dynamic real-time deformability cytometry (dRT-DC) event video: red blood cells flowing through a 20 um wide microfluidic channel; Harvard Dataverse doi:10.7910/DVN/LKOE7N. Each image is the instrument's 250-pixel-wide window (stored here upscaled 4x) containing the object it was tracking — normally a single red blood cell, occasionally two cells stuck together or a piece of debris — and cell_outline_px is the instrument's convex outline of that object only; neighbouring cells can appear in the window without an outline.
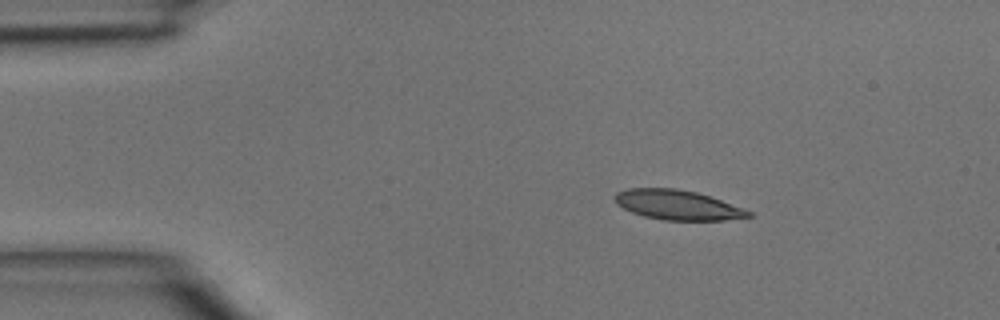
{"species": "common noctule bat (a hibernating species)", "species_latin": "Nyctalus noctula", "temperature_condition": "room temperature", "stored_images_in_passage": 3, "camera_frame_rate_fps": 3000, "um_per_image_px": 0.085, "animal": {"sex": "male", "body_mass_g": 15.6}, "frame": {"image": 1, "passage_image": 1, "time_ms": 0.0, "image_size_px": [1000, 320], "cell_outline_px": [[752, 216], [724, 220], [664, 220], [644, 216], [632, 212], [616, 204], [616, 192], [628, 188], [676, 188], [696, 192], [744, 208], [752, 212]], "centroid_in_image_um": [57.59, 17.42], "position_along_channel_um": 27.4, "area_um2": 22.95}}
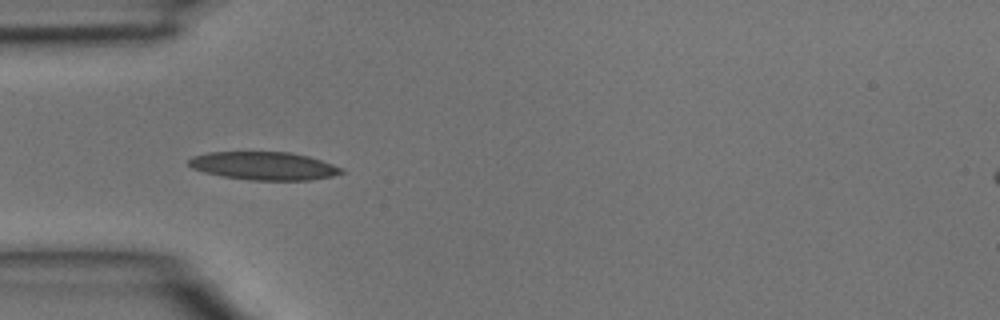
{"frame": {"image": 2, "passage_image": 3, "time_ms": 0.667, "image_size_px": [1000, 320], "cell_outline_px": [[344, 172], [332, 176], [312, 180], [248, 180], [224, 176], [204, 172], [192, 168], [188, 164], [188, 160], [192, 156], [208, 152], [292, 152], [308, 156], [344, 168]], "centroid_in_image_um": [22.43, 14.1], "position_along_channel_um": 62.6, "area_um2": 25.03}}